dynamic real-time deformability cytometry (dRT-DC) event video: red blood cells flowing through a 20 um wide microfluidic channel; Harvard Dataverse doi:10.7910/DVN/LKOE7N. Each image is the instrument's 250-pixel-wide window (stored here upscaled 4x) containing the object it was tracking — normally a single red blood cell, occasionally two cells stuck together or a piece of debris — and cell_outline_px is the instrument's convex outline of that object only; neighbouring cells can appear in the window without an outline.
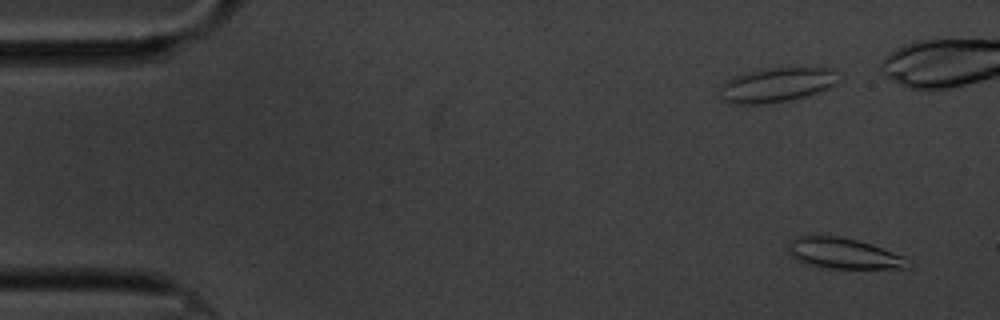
{"species": "common noctule bat (a hibernating species)", "species_latin": "Nyctalus noctula", "temperature_condition": "cold", "stored_images_in_passage": 61, "camera_frame_rate_fps": 3000, "um_per_image_px": 0.085, "animal": {"sex": "male", "body_mass_g": 20.1, "forearm_length_mm": 53.5}, "frame": {"image": 1, "passage_image": 3, "time_ms": 0.667, "image_size_px": [1000, 320], "cell_outline_px": [[916, 264], [904, 268], [820, 268], [804, 264], [796, 260], [788, 252], [788, 240], [792, 236], [840, 236], [860, 240], [872, 244], [904, 256], [912, 260]], "centroid_in_image_um": [71.7, 21.54], "position_along_channel_um": 13.3, "area_um2": 22.02}}
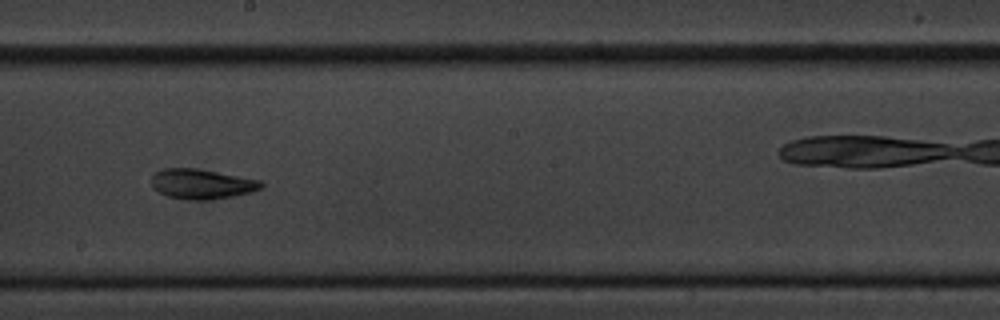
{"frame": {"image": 2, "passage_image": 33, "time_ms": 10.667, "image_size_px": [1000, 320], "cell_outline_px": [[264, 188], [252, 192], [212, 200], [192, 200], [168, 196], [152, 188], [152, 176], [156, 172], [164, 168], [192, 168], [216, 172], [260, 180], [264, 184]], "centroid_in_image_um": [17.17, 15.65], "position_along_channel_um": 231.0, "area_um2": 19.02}}
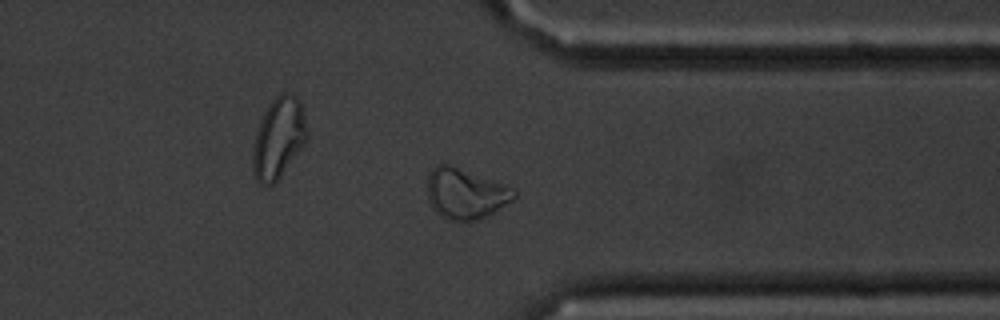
{"frame": {"image": 3, "passage_image": 46, "time_ms": 15.0, "image_size_px": [1000, 320], "cell_outline_px": [[516, 196], [512, 200], [492, 212], [476, 220], [448, 220], [436, 212], [432, 208], [428, 200], [428, 176], [432, 168], [436, 164], [448, 164], [500, 184], [516, 192]], "centroid_in_image_um": [39.48, 16.47], "position_along_channel_um": 371.9, "area_um2": 24.57}, "authors_computed_cell_mechanics": {"area_um2": 19.9988, "velocity_mm_per_s": 3.3051, "shape_relaxation_time_tau1_ms": 5.1743, "shape_relaxation_time_tau2_ms": 3.9161, "deformation_change_tau1": 0.1397, "deformation_change_tau2": 0.1073}}